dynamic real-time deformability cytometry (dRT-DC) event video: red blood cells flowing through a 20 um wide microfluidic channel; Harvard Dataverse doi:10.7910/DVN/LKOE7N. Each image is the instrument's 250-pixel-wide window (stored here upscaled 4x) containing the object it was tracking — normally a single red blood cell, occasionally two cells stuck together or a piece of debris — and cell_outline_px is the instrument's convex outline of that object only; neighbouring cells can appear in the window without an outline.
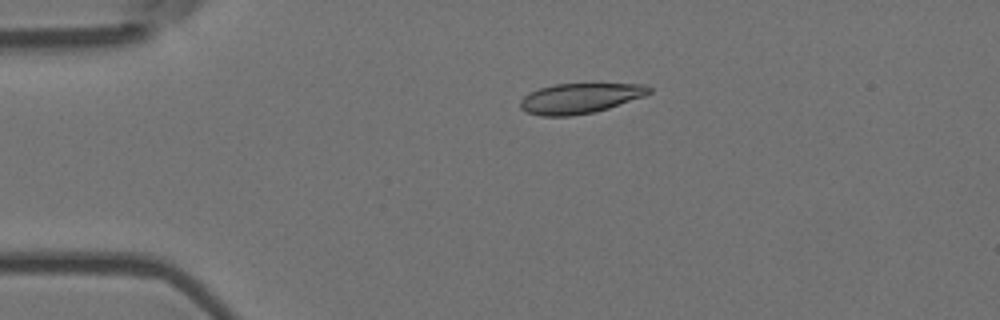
{"species": "Egyptian fruit bat (a non-hibernating species)", "species_latin": "Rousettus aegyptiacus", "temperature_condition": "room temperature", "stored_images_in_passage": 45, "camera_frame_rate_fps": 3000, "um_per_image_px": 0.085, "animal": {"sex": "female"}, "frame": {"image": 1, "passage_image": 1, "time_ms": 0.0, "image_size_px": [1000, 320], "cell_outline_px": [[652, 92], [644, 96], [608, 108], [592, 112], [572, 116], [540, 116], [528, 112], [520, 108], [520, 100], [524, 96], [540, 88], [556, 84], [648, 84], [652, 88]], "centroid_in_image_um": [49.32, 8.35], "position_along_channel_um": 35.7, "area_um2": 22.48}}
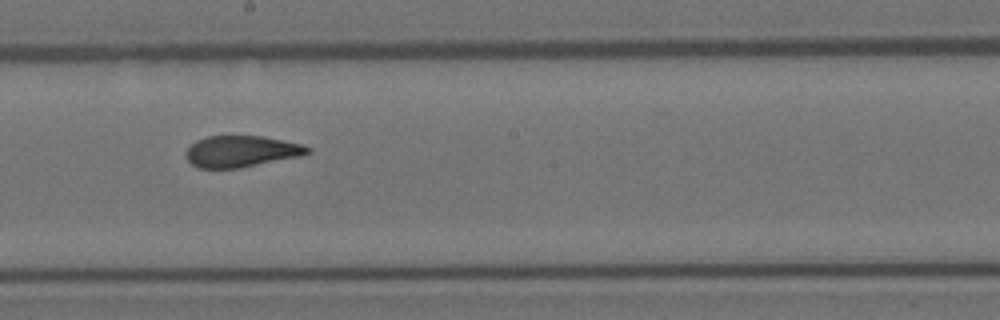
{"frame": {"image": 2, "passage_image": 20, "time_ms": 6.333, "image_size_px": [1000, 320], "cell_outline_px": [[312, 152], [300, 156], [240, 168], [196, 168], [184, 156], [184, 152], [196, 140], [208, 136], [260, 136], [304, 144], [312, 148]], "centroid_in_image_um": [20.51, 12.87], "position_along_channel_um": 227.7, "area_um2": 22.37}}
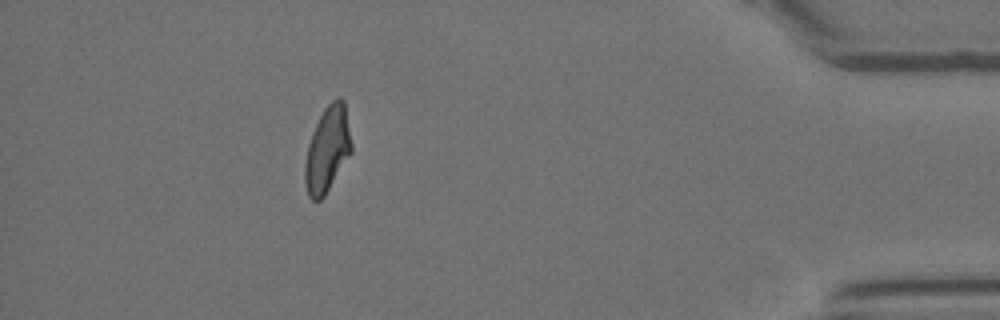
{"frame": {"image": 3, "passage_image": 39, "time_ms": 12.667, "image_size_px": [1000, 320], "cell_outline_px": [[352, 152], [324, 196], [320, 200], [312, 200], [308, 196], [304, 180], [304, 164], [308, 144], [312, 132], [324, 108], [332, 100], [340, 96], [344, 100], [352, 144]], "centroid_in_image_um": [27.82, 12.69], "position_along_channel_um": 407.4, "area_um2": 23.24}, "authors_computed_cell_mechanics": {"area_um2": 23.0622, "velocity_mm_per_s": 3.656, "shape_relaxation_time_tau1_ms": 6.8418, "shape_relaxation_time_tau2_ms": 1.7824, "deformation_change_tau1": 0.1946, "deformation_change_tau2": 0.0837}}